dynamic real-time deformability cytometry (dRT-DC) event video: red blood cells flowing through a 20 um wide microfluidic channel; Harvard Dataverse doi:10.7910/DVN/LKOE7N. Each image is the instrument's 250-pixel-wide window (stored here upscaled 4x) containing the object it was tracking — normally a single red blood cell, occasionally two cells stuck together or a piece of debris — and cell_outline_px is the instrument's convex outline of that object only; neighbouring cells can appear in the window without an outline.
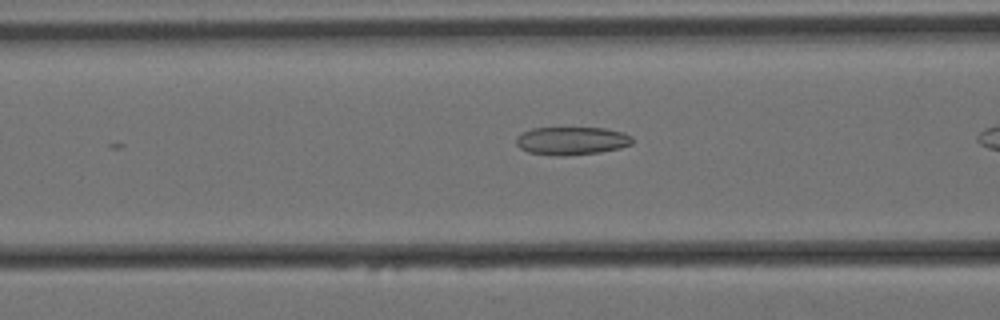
{"species": "Egyptian fruit bat (a non-hibernating species)", "species_latin": "Rousettus aegyptiacus", "temperature_condition": "cold", "stored_images_in_passage": 23, "camera_frame_rate_fps": 3000, "um_per_image_px": 0.085, "animal": {"sex": "female"}, "frame": {"image": 1, "passage_image": 18, "time_ms": 5.667, "image_size_px": [1000, 320], "cell_outline_px": [[632, 144], [620, 148], [600, 152], [564, 156], [552, 156], [528, 152], [520, 148], [516, 144], [516, 136], [532, 128], [604, 128], [624, 132], [632, 136]], "centroid_in_image_um": [48.59, 11.97], "position_along_channel_um": 118.0, "area_um2": 19.13}}
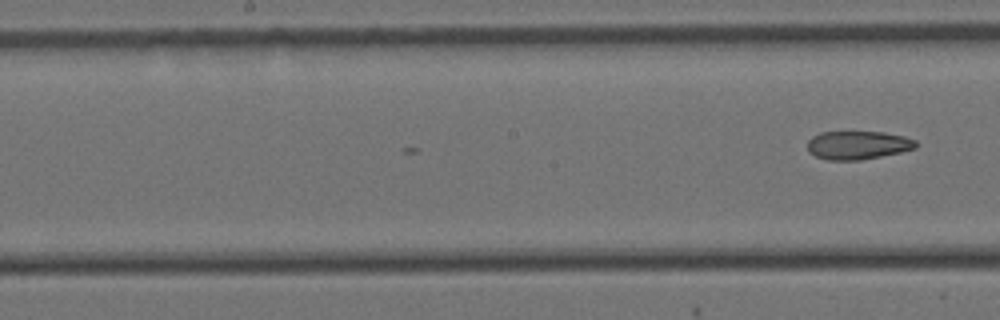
{"frame": {"image": 2, "passage_image": 23, "time_ms": 7.333, "image_size_px": [1000, 320], "cell_outline_px": [[916, 148], [900, 152], [860, 160], [828, 160], [816, 156], [808, 152], [808, 140], [812, 136], [820, 132], [884, 132], [904, 136], [916, 140]], "centroid_in_image_um": [72.9, 12.33], "position_along_channel_um": 175.3, "area_um2": 17.92}}